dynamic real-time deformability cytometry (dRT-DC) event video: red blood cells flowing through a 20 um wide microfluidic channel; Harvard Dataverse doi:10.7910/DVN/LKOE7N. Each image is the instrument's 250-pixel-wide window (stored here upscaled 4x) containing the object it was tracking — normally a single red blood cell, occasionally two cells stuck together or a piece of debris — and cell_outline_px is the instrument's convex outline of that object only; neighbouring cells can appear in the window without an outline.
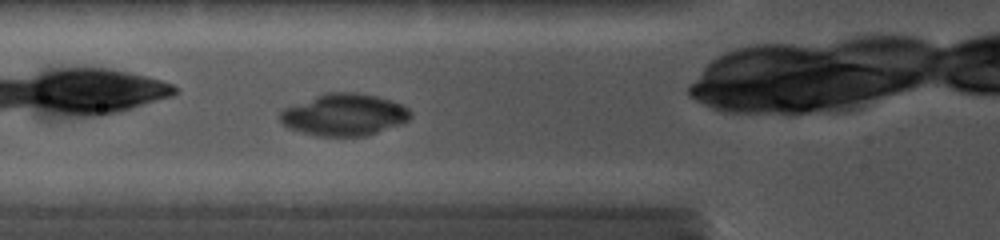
{"species": "common noctule bat (a hibernating species)", "species_latin": "Nyctalus noctula", "temperature_condition": "cold", "stored_images_in_passage": 23, "camera_frame_rate_fps": 5000, "um_per_image_px": 0.085, "animal": {"sex": "female", "body_mass_g": 19.0, "forearm_length_mm": 56.7}, "frame": {"image": 1, "passage_image": 14, "time_ms": 5.6, "image_size_px": [1000, 240], "cell_outline_px": [[412, 116], [408, 120], [400, 124], [368, 136], [316, 136], [288, 128], [280, 124], [280, 112], [284, 108], [324, 92], [356, 92], [376, 96], [392, 100], [404, 104], [412, 112]], "centroid_in_image_um": [29.26, 9.75], "position_along_channel_um": 96.5, "area_um2": 32.25}}
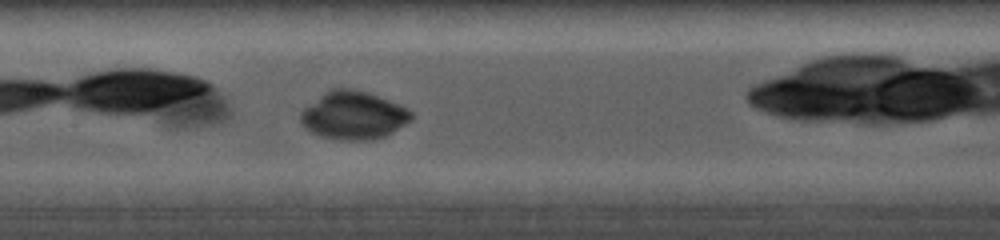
{"frame": {"image": 2, "passage_image": 20, "time_ms": 7.6, "image_size_px": [1000, 240], "cell_outline_px": [[412, 120], [392, 132], [384, 136], [372, 140], [340, 140], [320, 136], [304, 128], [300, 124], [300, 112], [304, 108], [324, 92], [332, 88], [352, 88], [368, 92], [408, 108], [412, 112]], "centroid_in_image_um": [30.02, 9.81], "position_along_channel_um": 177.4, "area_um2": 31.1}}
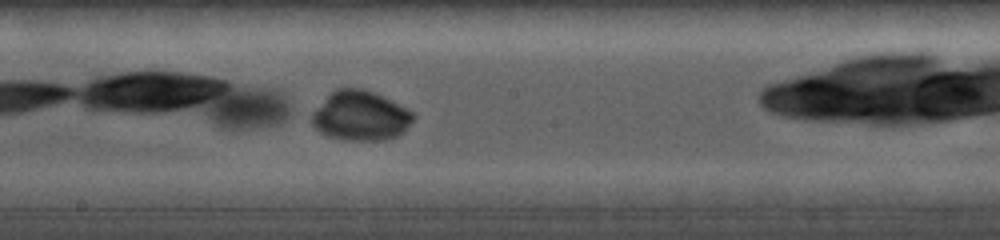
{"frame": {"image": 3, "passage_image": 23, "time_ms": 8.6, "image_size_px": [1000, 240], "cell_outline_px": [[416, 116], [404, 132], [396, 136], [384, 140], [344, 140], [328, 136], [320, 132], [312, 124], [308, 112], [336, 88], [364, 88], [376, 92], [392, 100], [412, 112]], "centroid_in_image_um": [30.59, 9.83], "position_along_channel_um": 217.6, "area_um2": 29.88}}